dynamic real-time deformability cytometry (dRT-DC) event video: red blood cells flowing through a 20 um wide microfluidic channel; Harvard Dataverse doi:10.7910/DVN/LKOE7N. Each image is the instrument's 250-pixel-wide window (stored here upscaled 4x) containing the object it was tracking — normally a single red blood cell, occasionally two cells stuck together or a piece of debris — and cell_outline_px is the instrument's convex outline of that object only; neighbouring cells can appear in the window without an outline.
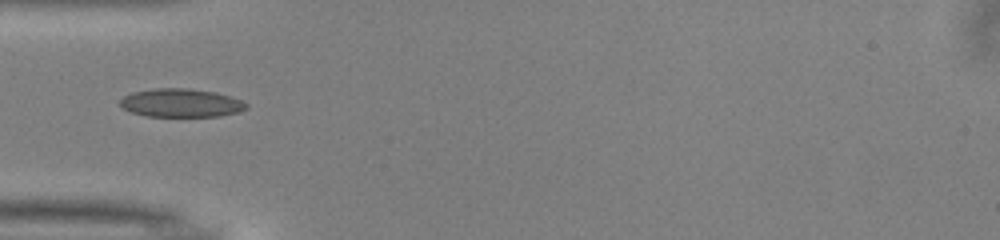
{"species": "common noctule bat (a hibernating species)", "species_latin": "Nyctalus noctula", "temperature_condition": "warm", "stored_images_in_passage": 4, "camera_frame_rate_fps": 3000, "um_per_image_px": 0.085, "animal": {"sex": "male", "body_mass_g": 13.0, "forearm_length_mm": 53.1}, "frame": {"image": 1, "passage_image": 1, "time_ms": 0.0, "image_size_px": [1000, 240], "cell_outline_px": [[248, 108], [240, 112], [220, 116], [148, 116], [132, 112], [124, 108], [120, 104], [120, 100], [124, 96], [132, 92], [152, 88], [188, 88], [212, 92], [228, 96], [240, 100], [248, 104]], "centroid_in_image_um": [15.39, 8.75], "position_along_channel_um": 69.6, "area_um2": 20.75}}